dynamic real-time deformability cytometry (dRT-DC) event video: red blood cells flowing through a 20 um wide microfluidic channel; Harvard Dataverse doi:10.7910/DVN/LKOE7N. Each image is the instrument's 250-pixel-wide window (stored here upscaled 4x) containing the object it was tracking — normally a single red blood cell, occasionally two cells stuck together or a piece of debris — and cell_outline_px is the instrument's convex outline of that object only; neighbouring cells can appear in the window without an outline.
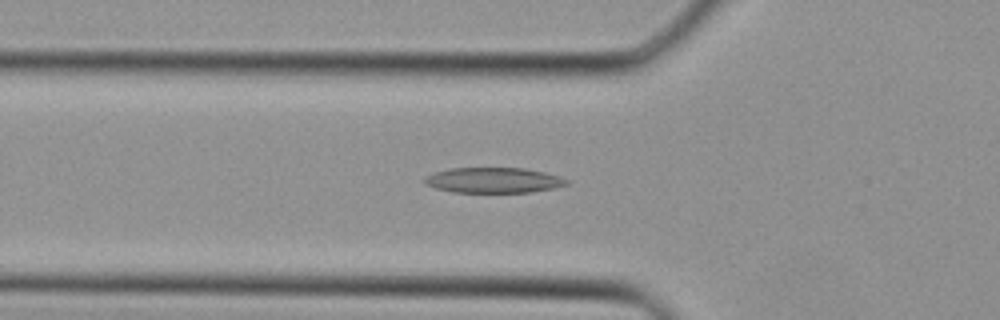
{"species": "Egyptian fruit bat (a non-hibernating species)", "species_latin": "Rousettus aegyptiacus", "temperature_condition": "cold", "stored_images_in_passage": 38, "camera_frame_rate_fps": 3000, "um_per_image_px": 0.085, "animal": {"sex": "female"}, "frame": {"image": 1, "passage_image": 13, "time_ms": 4.0, "image_size_px": [1000, 320], "cell_outline_px": [[568, 184], [552, 188], [532, 192], [452, 192], [436, 188], [424, 184], [424, 176], [448, 168], [524, 168], [544, 172], [560, 176], [568, 180]], "centroid_in_image_um": [41.92, 15.31], "position_along_channel_um": 83.9, "area_um2": 20.98}}
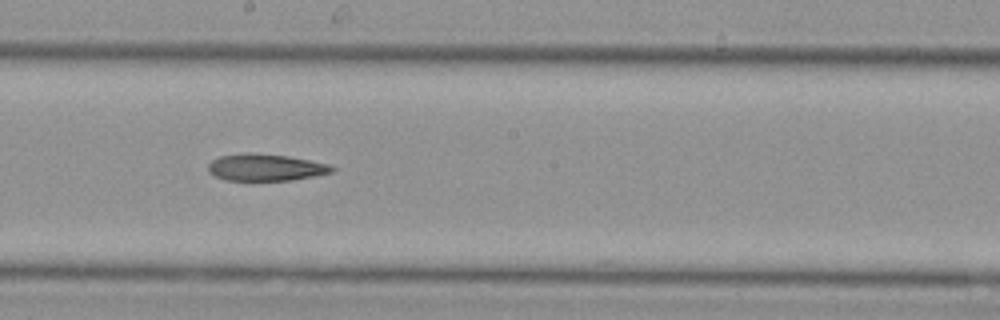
{"frame": {"image": 2, "passage_image": 21, "time_ms": 6.667, "image_size_px": [1000, 320], "cell_outline_px": [[336, 168], [332, 172], [292, 180], [224, 180], [208, 172], [208, 164], [212, 160], [220, 156], [248, 152], [288, 156], [328, 164]], "centroid_in_image_um": [22.54, 14.22], "position_along_channel_um": 225.7, "area_um2": 19.25}}
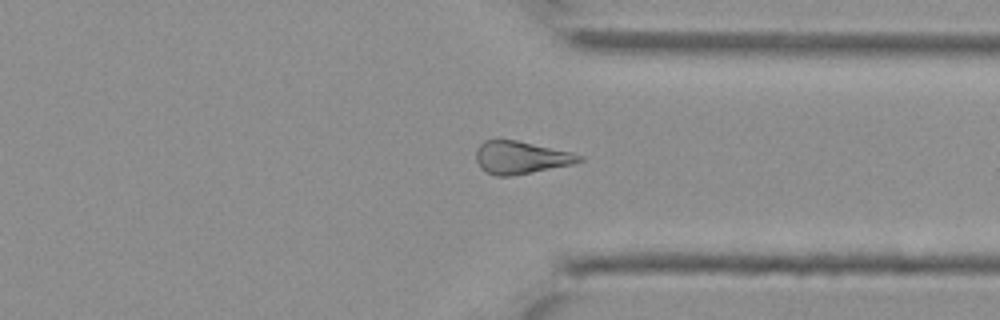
{"frame": {"image": 3, "passage_image": 29, "time_ms": 9.333, "image_size_px": [1000, 320], "cell_outline_px": [[584, 160], [572, 164], [532, 172], [508, 176], [496, 176], [484, 172], [480, 168], [476, 160], [476, 148], [484, 140], [496, 136], [516, 140], [572, 152], [584, 156]], "centroid_in_image_um": [44.21, 13.35], "position_along_channel_um": 367.2, "area_um2": 20.11}}